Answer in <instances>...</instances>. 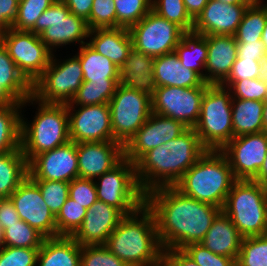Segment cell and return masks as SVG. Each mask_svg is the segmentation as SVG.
<instances>
[{"label": "cell", "instance_id": "7402d4cb", "mask_svg": "<svg viewBox=\"0 0 267 266\" xmlns=\"http://www.w3.org/2000/svg\"><path fill=\"white\" fill-rule=\"evenodd\" d=\"M250 4H225L209 0L194 21L192 32L201 36L234 35Z\"/></svg>", "mask_w": 267, "mask_h": 266}, {"label": "cell", "instance_id": "db71d44e", "mask_svg": "<svg viewBox=\"0 0 267 266\" xmlns=\"http://www.w3.org/2000/svg\"><path fill=\"white\" fill-rule=\"evenodd\" d=\"M20 219L14 203L10 198L0 199V226L2 230L6 229L8 225L18 222Z\"/></svg>", "mask_w": 267, "mask_h": 266}, {"label": "cell", "instance_id": "be15d7a7", "mask_svg": "<svg viewBox=\"0 0 267 266\" xmlns=\"http://www.w3.org/2000/svg\"><path fill=\"white\" fill-rule=\"evenodd\" d=\"M263 125L264 131L267 132V99L263 102Z\"/></svg>", "mask_w": 267, "mask_h": 266}, {"label": "cell", "instance_id": "f546056e", "mask_svg": "<svg viewBox=\"0 0 267 266\" xmlns=\"http://www.w3.org/2000/svg\"><path fill=\"white\" fill-rule=\"evenodd\" d=\"M233 136L264 131L263 102L232 98Z\"/></svg>", "mask_w": 267, "mask_h": 266}, {"label": "cell", "instance_id": "816d5d0a", "mask_svg": "<svg viewBox=\"0 0 267 266\" xmlns=\"http://www.w3.org/2000/svg\"><path fill=\"white\" fill-rule=\"evenodd\" d=\"M237 51L239 59H252L253 61H265L267 53L262 40L237 43Z\"/></svg>", "mask_w": 267, "mask_h": 266}, {"label": "cell", "instance_id": "6da1fadb", "mask_svg": "<svg viewBox=\"0 0 267 266\" xmlns=\"http://www.w3.org/2000/svg\"><path fill=\"white\" fill-rule=\"evenodd\" d=\"M145 205L153 212L162 248L183 249L200 243L221 208L183 195L174 186H163L145 194Z\"/></svg>", "mask_w": 267, "mask_h": 266}, {"label": "cell", "instance_id": "e575fe53", "mask_svg": "<svg viewBox=\"0 0 267 266\" xmlns=\"http://www.w3.org/2000/svg\"><path fill=\"white\" fill-rule=\"evenodd\" d=\"M22 104L0 107V154L20 148Z\"/></svg>", "mask_w": 267, "mask_h": 266}, {"label": "cell", "instance_id": "7bdbcfd3", "mask_svg": "<svg viewBox=\"0 0 267 266\" xmlns=\"http://www.w3.org/2000/svg\"><path fill=\"white\" fill-rule=\"evenodd\" d=\"M39 187L42 198L56 216L69 197V183L51 180H33Z\"/></svg>", "mask_w": 267, "mask_h": 266}, {"label": "cell", "instance_id": "bcb514c9", "mask_svg": "<svg viewBox=\"0 0 267 266\" xmlns=\"http://www.w3.org/2000/svg\"><path fill=\"white\" fill-rule=\"evenodd\" d=\"M80 266H129L104 245L81 246Z\"/></svg>", "mask_w": 267, "mask_h": 266}, {"label": "cell", "instance_id": "c3c4849f", "mask_svg": "<svg viewBox=\"0 0 267 266\" xmlns=\"http://www.w3.org/2000/svg\"><path fill=\"white\" fill-rule=\"evenodd\" d=\"M182 250L199 266H236L233 258L215 254L201 243L189 244Z\"/></svg>", "mask_w": 267, "mask_h": 266}, {"label": "cell", "instance_id": "ac0fdd59", "mask_svg": "<svg viewBox=\"0 0 267 266\" xmlns=\"http://www.w3.org/2000/svg\"><path fill=\"white\" fill-rule=\"evenodd\" d=\"M187 127L178 120L153 113L124 146V157L135 164L151 149L175 139Z\"/></svg>", "mask_w": 267, "mask_h": 266}, {"label": "cell", "instance_id": "d6a6232c", "mask_svg": "<svg viewBox=\"0 0 267 266\" xmlns=\"http://www.w3.org/2000/svg\"><path fill=\"white\" fill-rule=\"evenodd\" d=\"M0 85L4 86L20 103L32 95V85L19 72L2 43H0Z\"/></svg>", "mask_w": 267, "mask_h": 266}, {"label": "cell", "instance_id": "6125c7cd", "mask_svg": "<svg viewBox=\"0 0 267 266\" xmlns=\"http://www.w3.org/2000/svg\"><path fill=\"white\" fill-rule=\"evenodd\" d=\"M255 177H267V153H266V158H265L258 174Z\"/></svg>", "mask_w": 267, "mask_h": 266}, {"label": "cell", "instance_id": "f1b7e54d", "mask_svg": "<svg viewBox=\"0 0 267 266\" xmlns=\"http://www.w3.org/2000/svg\"><path fill=\"white\" fill-rule=\"evenodd\" d=\"M78 50L75 56L81 63L84 81L118 82L119 68L111 60L96 52L87 43Z\"/></svg>", "mask_w": 267, "mask_h": 266}, {"label": "cell", "instance_id": "03108f58", "mask_svg": "<svg viewBox=\"0 0 267 266\" xmlns=\"http://www.w3.org/2000/svg\"><path fill=\"white\" fill-rule=\"evenodd\" d=\"M266 50H267V20H266V23H265V26H264V30H263V33H262V38H261Z\"/></svg>", "mask_w": 267, "mask_h": 266}, {"label": "cell", "instance_id": "f907efd6", "mask_svg": "<svg viewBox=\"0 0 267 266\" xmlns=\"http://www.w3.org/2000/svg\"><path fill=\"white\" fill-rule=\"evenodd\" d=\"M69 197L88 209L97 201V190L94 180L77 177L69 182Z\"/></svg>", "mask_w": 267, "mask_h": 266}, {"label": "cell", "instance_id": "7dc6e473", "mask_svg": "<svg viewBox=\"0 0 267 266\" xmlns=\"http://www.w3.org/2000/svg\"><path fill=\"white\" fill-rule=\"evenodd\" d=\"M266 75L264 61L236 58L227 79L221 84L228 88L234 81L254 79Z\"/></svg>", "mask_w": 267, "mask_h": 266}, {"label": "cell", "instance_id": "5b68a950", "mask_svg": "<svg viewBox=\"0 0 267 266\" xmlns=\"http://www.w3.org/2000/svg\"><path fill=\"white\" fill-rule=\"evenodd\" d=\"M236 181L226 156L220 150H207L174 187L187 197L223 209Z\"/></svg>", "mask_w": 267, "mask_h": 266}, {"label": "cell", "instance_id": "30bf717a", "mask_svg": "<svg viewBox=\"0 0 267 266\" xmlns=\"http://www.w3.org/2000/svg\"><path fill=\"white\" fill-rule=\"evenodd\" d=\"M32 85V96L44 103L68 104L84 82L79 59L55 57Z\"/></svg>", "mask_w": 267, "mask_h": 266}, {"label": "cell", "instance_id": "277c9868", "mask_svg": "<svg viewBox=\"0 0 267 266\" xmlns=\"http://www.w3.org/2000/svg\"><path fill=\"white\" fill-rule=\"evenodd\" d=\"M27 105H37L38 110L31 122L21 115L20 148L29 163L36 155L65 145L70 136L66 104L44 103L31 95L22 109Z\"/></svg>", "mask_w": 267, "mask_h": 266}, {"label": "cell", "instance_id": "4fadbf2b", "mask_svg": "<svg viewBox=\"0 0 267 266\" xmlns=\"http://www.w3.org/2000/svg\"><path fill=\"white\" fill-rule=\"evenodd\" d=\"M129 32L133 48L154 58L174 52L186 34L180 26L152 10L131 26Z\"/></svg>", "mask_w": 267, "mask_h": 266}, {"label": "cell", "instance_id": "5bb4252c", "mask_svg": "<svg viewBox=\"0 0 267 266\" xmlns=\"http://www.w3.org/2000/svg\"><path fill=\"white\" fill-rule=\"evenodd\" d=\"M209 84L199 87H156L151 97L152 112L181 121L187 128L197 124L205 89Z\"/></svg>", "mask_w": 267, "mask_h": 266}, {"label": "cell", "instance_id": "a7ac6f4b", "mask_svg": "<svg viewBox=\"0 0 267 266\" xmlns=\"http://www.w3.org/2000/svg\"><path fill=\"white\" fill-rule=\"evenodd\" d=\"M3 240H4V234H3V230L0 226V248L3 247Z\"/></svg>", "mask_w": 267, "mask_h": 266}, {"label": "cell", "instance_id": "003e7915", "mask_svg": "<svg viewBox=\"0 0 267 266\" xmlns=\"http://www.w3.org/2000/svg\"><path fill=\"white\" fill-rule=\"evenodd\" d=\"M5 31H6V28L0 23V43L2 42Z\"/></svg>", "mask_w": 267, "mask_h": 266}, {"label": "cell", "instance_id": "8d00e7d4", "mask_svg": "<svg viewBox=\"0 0 267 266\" xmlns=\"http://www.w3.org/2000/svg\"><path fill=\"white\" fill-rule=\"evenodd\" d=\"M3 234V246L6 247L40 248L45 239L40 232L23 220L8 225Z\"/></svg>", "mask_w": 267, "mask_h": 266}, {"label": "cell", "instance_id": "7c38bea8", "mask_svg": "<svg viewBox=\"0 0 267 266\" xmlns=\"http://www.w3.org/2000/svg\"><path fill=\"white\" fill-rule=\"evenodd\" d=\"M1 43L19 72L31 85L48 67L53 54L42 42L39 35L31 31L6 29Z\"/></svg>", "mask_w": 267, "mask_h": 266}, {"label": "cell", "instance_id": "ba28073f", "mask_svg": "<svg viewBox=\"0 0 267 266\" xmlns=\"http://www.w3.org/2000/svg\"><path fill=\"white\" fill-rule=\"evenodd\" d=\"M30 31L39 35L42 42L54 53L58 48L71 43L80 44L79 47L86 44L90 29L85 19L70 13L62 0H56L40 15Z\"/></svg>", "mask_w": 267, "mask_h": 266}, {"label": "cell", "instance_id": "ab89813d", "mask_svg": "<svg viewBox=\"0 0 267 266\" xmlns=\"http://www.w3.org/2000/svg\"><path fill=\"white\" fill-rule=\"evenodd\" d=\"M151 10L177 24L186 33L192 32L194 21L188 15L183 0H152Z\"/></svg>", "mask_w": 267, "mask_h": 266}, {"label": "cell", "instance_id": "8fae6325", "mask_svg": "<svg viewBox=\"0 0 267 266\" xmlns=\"http://www.w3.org/2000/svg\"><path fill=\"white\" fill-rule=\"evenodd\" d=\"M114 141L125 146L152 114L151 97L118 84L109 101Z\"/></svg>", "mask_w": 267, "mask_h": 266}, {"label": "cell", "instance_id": "d6986e66", "mask_svg": "<svg viewBox=\"0 0 267 266\" xmlns=\"http://www.w3.org/2000/svg\"><path fill=\"white\" fill-rule=\"evenodd\" d=\"M28 176L32 180L71 182L78 177L76 143L65 145L36 155L28 163Z\"/></svg>", "mask_w": 267, "mask_h": 266}, {"label": "cell", "instance_id": "681fc988", "mask_svg": "<svg viewBox=\"0 0 267 266\" xmlns=\"http://www.w3.org/2000/svg\"><path fill=\"white\" fill-rule=\"evenodd\" d=\"M40 248H0V266H36Z\"/></svg>", "mask_w": 267, "mask_h": 266}, {"label": "cell", "instance_id": "52a82bcc", "mask_svg": "<svg viewBox=\"0 0 267 266\" xmlns=\"http://www.w3.org/2000/svg\"><path fill=\"white\" fill-rule=\"evenodd\" d=\"M222 211L243 238L266 233L267 200L253 180H237L228 193Z\"/></svg>", "mask_w": 267, "mask_h": 266}, {"label": "cell", "instance_id": "74e56055", "mask_svg": "<svg viewBox=\"0 0 267 266\" xmlns=\"http://www.w3.org/2000/svg\"><path fill=\"white\" fill-rule=\"evenodd\" d=\"M236 266H267V236L243 238Z\"/></svg>", "mask_w": 267, "mask_h": 266}, {"label": "cell", "instance_id": "9c48e42d", "mask_svg": "<svg viewBox=\"0 0 267 266\" xmlns=\"http://www.w3.org/2000/svg\"><path fill=\"white\" fill-rule=\"evenodd\" d=\"M94 182L97 200L113 206L124 216L133 214L145 204V193L136 178L135 164L125 157Z\"/></svg>", "mask_w": 267, "mask_h": 266}, {"label": "cell", "instance_id": "d4e9b609", "mask_svg": "<svg viewBox=\"0 0 267 266\" xmlns=\"http://www.w3.org/2000/svg\"><path fill=\"white\" fill-rule=\"evenodd\" d=\"M87 40L92 49L107 57L118 68L124 64L133 48L129 29L124 27L90 30Z\"/></svg>", "mask_w": 267, "mask_h": 266}, {"label": "cell", "instance_id": "603a6c76", "mask_svg": "<svg viewBox=\"0 0 267 266\" xmlns=\"http://www.w3.org/2000/svg\"><path fill=\"white\" fill-rule=\"evenodd\" d=\"M208 55L204 66L205 83L221 85L229 76L237 58L234 35H206Z\"/></svg>", "mask_w": 267, "mask_h": 266}, {"label": "cell", "instance_id": "4316f807", "mask_svg": "<svg viewBox=\"0 0 267 266\" xmlns=\"http://www.w3.org/2000/svg\"><path fill=\"white\" fill-rule=\"evenodd\" d=\"M154 77L157 87H199L205 81L195 71L182 66L175 52L154 58Z\"/></svg>", "mask_w": 267, "mask_h": 266}, {"label": "cell", "instance_id": "11a10c76", "mask_svg": "<svg viewBox=\"0 0 267 266\" xmlns=\"http://www.w3.org/2000/svg\"><path fill=\"white\" fill-rule=\"evenodd\" d=\"M163 257L171 266H199L182 249L163 250Z\"/></svg>", "mask_w": 267, "mask_h": 266}, {"label": "cell", "instance_id": "e7e4bbea", "mask_svg": "<svg viewBox=\"0 0 267 266\" xmlns=\"http://www.w3.org/2000/svg\"><path fill=\"white\" fill-rule=\"evenodd\" d=\"M148 266H171V264L164 257H162L157 262L150 264Z\"/></svg>", "mask_w": 267, "mask_h": 266}, {"label": "cell", "instance_id": "89a4df30", "mask_svg": "<svg viewBox=\"0 0 267 266\" xmlns=\"http://www.w3.org/2000/svg\"><path fill=\"white\" fill-rule=\"evenodd\" d=\"M264 67H265V72L267 74V53H266V56H265Z\"/></svg>", "mask_w": 267, "mask_h": 266}, {"label": "cell", "instance_id": "836d02e7", "mask_svg": "<svg viewBox=\"0 0 267 266\" xmlns=\"http://www.w3.org/2000/svg\"><path fill=\"white\" fill-rule=\"evenodd\" d=\"M266 20L267 1L255 0L245 10L242 21L234 34L237 43L261 40Z\"/></svg>", "mask_w": 267, "mask_h": 266}, {"label": "cell", "instance_id": "7a4b0ae2", "mask_svg": "<svg viewBox=\"0 0 267 266\" xmlns=\"http://www.w3.org/2000/svg\"><path fill=\"white\" fill-rule=\"evenodd\" d=\"M206 151L194 128L151 149L135 163L141 190L146 194L158 187L174 186Z\"/></svg>", "mask_w": 267, "mask_h": 266}, {"label": "cell", "instance_id": "ee69618b", "mask_svg": "<svg viewBox=\"0 0 267 266\" xmlns=\"http://www.w3.org/2000/svg\"><path fill=\"white\" fill-rule=\"evenodd\" d=\"M228 89L232 98L264 102L267 99V76L234 81Z\"/></svg>", "mask_w": 267, "mask_h": 266}, {"label": "cell", "instance_id": "6f0895ef", "mask_svg": "<svg viewBox=\"0 0 267 266\" xmlns=\"http://www.w3.org/2000/svg\"><path fill=\"white\" fill-rule=\"evenodd\" d=\"M208 1L209 0H183L186 11L193 21L201 14Z\"/></svg>", "mask_w": 267, "mask_h": 266}, {"label": "cell", "instance_id": "e0dca14e", "mask_svg": "<svg viewBox=\"0 0 267 266\" xmlns=\"http://www.w3.org/2000/svg\"><path fill=\"white\" fill-rule=\"evenodd\" d=\"M21 220L45 238L57 237L55 215L42 198L38 185L28 176L9 197Z\"/></svg>", "mask_w": 267, "mask_h": 266}, {"label": "cell", "instance_id": "b9f144b4", "mask_svg": "<svg viewBox=\"0 0 267 266\" xmlns=\"http://www.w3.org/2000/svg\"><path fill=\"white\" fill-rule=\"evenodd\" d=\"M56 0H19L18 17L12 28L19 31H30L36 20Z\"/></svg>", "mask_w": 267, "mask_h": 266}, {"label": "cell", "instance_id": "1f68e13d", "mask_svg": "<svg viewBox=\"0 0 267 266\" xmlns=\"http://www.w3.org/2000/svg\"><path fill=\"white\" fill-rule=\"evenodd\" d=\"M181 64L197 72L205 81V63L208 55L207 40L193 32L186 33L174 51Z\"/></svg>", "mask_w": 267, "mask_h": 266}, {"label": "cell", "instance_id": "cb8c5ba5", "mask_svg": "<svg viewBox=\"0 0 267 266\" xmlns=\"http://www.w3.org/2000/svg\"><path fill=\"white\" fill-rule=\"evenodd\" d=\"M153 68L154 57L132 48L119 68L118 84L152 97L157 87Z\"/></svg>", "mask_w": 267, "mask_h": 266}, {"label": "cell", "instance_id": "680465c9", "mask_svg": "<svg viewBox=\"0 0 267 266\" xmlns=\"http://www.w3.org/2000/svg\"><path fill=\"white\" fill-rule=\"evenodd\" d=\"M20 103L4 86L0 85V107L12 106Z\"/></svg>", "mask_w": 267, "mask_h": 266}, {"label": "cell", "instance_id": "3957f363", "mask_svg": "<svg viewBox=\"0 0 267 266\" xmlns=\"http://www.w3.org/2000/svg\"><path fill=\"white\" fill-rule=\"evenodd\" d=\"M129 266H148L163 257L153 212L144 204L124 216L104 245Z\"/></svg>", "mask_w": 267, "mask_h": 266}, {"label": "cell", "instance_id": "8992f818", "mask_svg": "<svg viewBox=\"0 0 267 266\" xmlns=\"http://www.w3.org/2000/svg\"><path fill=\"white\" fill-rule=\"evenodd\" d=\"M194 130L207 150H221L234 138L232 96L228 88L215 84L207 86Z\"/></svg>", "mask_w": 267, "mask_h": 266}, {"label": "cell", "instance_id": "91938a15", "mask_svg": "<svg viewBox=\"0 0 267 266\" xmlns=\"http://www.w3.org/2000/svg\"><path fill=\"white\" fill-rule=\"evenodd\" d=\"M252 180L259 184L262 194L267 200V177H254Z\"/></svg>", "mask_w": 267, "mask_h": 266}, {"label": "cell", "instance_id": "f5cc1de1", "mask_svg": "<svg viewBox=\"0 0 267 266\" xmlns=\"http://www.w3.org/2000/svg\"><path fill=\"white\" fill-rule=\"evenodd\" d=\"M19 0H0V23L6 28L12 25L18 17Z\"/></svg>", "mask_w": 267, "mask_h": 266}, {"label": "cell", "instance_id": "44dd1931", "mask_svg": "<svg viewBox=\"0 0 267 266\" xmlns=\"http://www.w3.org/2000/svg\"><path fill=\"white\" fill-rule=\"evenodd\" d=\"M123 217L118 209L97 200L87 209L82 225L71 237L80 246L105 245Z\"/></svg>", "mask_w": 267, "mask_h": 266}, {"label": "cell", "instance_id": "ffe728a7", "mask_svg": "<svg viewBox=\"0 0 267 266\" xmlns=\"http://www.w3.org/2000/svg\"><path fill=\"white\" fill-rule=\"evenodd\" d=\"M78 177L95 180L124 158V146L118 141L76 144Z\"/></svg>", "mask_w": 267, "mask_h": 266}, {"label": "cell", "instance_id": "f35d334b", "mask_svg": "<svg viewBox=\"0 0 267 266\" xmlns=\"http://www.w3.org/2000/svg\"><path fill=\"white\" fill-rule=\"evenodd\" d=\"M116 7V28H130L150 11L152 0H114Z\"/></svg>", "mask_w": 267, "mask_h": 266}, {"label": "cell", "instance_id": "4dcf8cb0", "mask_svg": "<svg viewBox=\"0 0 267 266\" xmlns=\"http://www.w3.org/2000/svg\"><path fill=\"white\" fill-rule=\"evenodd\" d=\"M28 174V161L21 148L0 154V199L9 198Z\"/></svg>", "mask_w": 267, "mask_h": 266}, {"label": "cell", "instance_id": "2e32d148", "mask_svg": "<svg viewBox=\"0 0 267 266\" xmlns=\"http://www.w3.org/2000/svg\"><path fill=\"white\" fill-rule=\"evenodd\" d=\"M227 158L237 180H252L267 153V132L234 137L220 150Z\"/></svg>", "mask_w": 267, "mask_h": 266}, {"label": "cell", "instance_id": "d590c367", "mask_svg": "<svg viewBox=\"0 0 267 266\" xmlns=\"http://www.w3.org/2000/svg\"><path fill=\"white\" fill-rule=\"evenodd\" d=\"M118 82L84 81L67 106H89L109 103L113 97Z\"/></svg>", "mask_w": 267, "mask_h": 266}, {"label": "cell", "instance_id": "83f0119b", "mask_svg": "<svg viewBox=\"0 0 267 266\" xmlns=\"http://www.w3.org/2000/svg\"><path fill=\"white\" fill-rule=\"evenodd\" d=\"M81 246L71 236L45 238L36 266H80Z\"/></svg>", "mask_w": 267, "mask_h": 266}, {"label": "cell", "instance_id": "94428289", "mask_svg": "<svg viewBox=\"0 0 267 266\" xmlns=\"http://www.w3.org/2000/svg\"><path fill=\"white\" fill-rule=\"evenodd\" d=\"M225 4H251L255 0H218Z\"/></svg>", "mask_w": 267, "mask_h": 266}, {"label": "cell", "instance_id": "60d3db41", "mask_svg": "<svg viewBox=\"0 0 267 266\" xmlns=\"http://www.w3.org/2000/svg\"><path fill=\"white\" fill-rule=\"evenodd\" d=\"M87 209L68 197L60 211L55 216L57 237L72 236L82 225Z\"/></svg>", "mask_w": 267, "mask_h": 266}, {"label": "cell", "instance_id": "f6af8a7d", "mask_svg": "<svg viewBox=\"0 0 267 266\" xmlns=\"http://www.w3.org/2000/svg\"><path fill=\"white\" fill-rule=\"evenodd\" d=\"M86 21L90 30L116 28L114 0H93L91 13Z\"/></svg>", "mask_w": 267, "mask_h": 266}, {"label": "cell", "instance_id": "9a60e30c", "mask_svg": "<svg viewBox=\"0 0 267 266\" xmlns=\"http://www.w3.org/2000/svg\"><path fill=\"white\" fill-rule=\"evenodd\" d=\"M70 141H114L109 103L67 106Z\"/></svg>", "mask_w": 267, "mask_h": 266}, {"label": "cell", "instance_id": "9f6ffc18", "mask_svg": "<svg viewBox=\"0 0 267 266\" xmlns=\"http://www.w3.org/2000/svg\"><path fill=\"white\" fill-rule=\"evenodd\" d=\"M70 10V13L75 14L87 20L91 13L93 0H62Z\"/></svg>", "mask_w": 267, "mask_h": 266}, {"label": "cell", "instance_id": "484cf974", "mask_svg": "<svg viewBox=\"0 0 267 266\" xmlns=\"http://www.w3.org/2000/svg\"><path fill=\"white\" fill-rule=\"evenodd\" d=\"M242 239L243 237L232 220L221 211L200 243L211 252L233 258L236 261Z\"/></svg>", "mask_w": 267, "mask_h": 266}]
</instances>
